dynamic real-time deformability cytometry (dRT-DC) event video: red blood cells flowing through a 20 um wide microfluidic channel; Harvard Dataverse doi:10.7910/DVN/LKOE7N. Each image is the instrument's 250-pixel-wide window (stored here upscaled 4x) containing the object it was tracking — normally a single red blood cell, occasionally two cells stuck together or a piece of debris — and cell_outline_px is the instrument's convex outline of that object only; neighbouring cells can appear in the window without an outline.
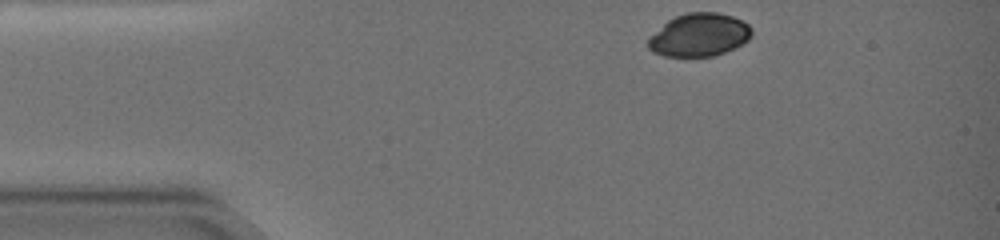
{"species": "common noctule bat (a hibernating species)", "species_latin": "Nyctalus noctula", "temperature_condition": "warm", "stored_images_in_passage": 48, "camera_frame_rate_fps": 3000, "um_per_image_px": 0.085, "animal": {"sex": "female", "body_mass_g": 19.0, "forearm_length_mm": 51.5}, "frame": {"image": 1, "passage_image": 1, "time_ms": 0.0, "image_size_px": [1000, 240], "cell_outline_px": [[752, 36], [748, 40], [724, 52], [712, 56], [664, 56], [652, 52], [648, 48], [648, 40], [668, 20], [676, 16], [688, 12], [716, 12], [732, 16], [744, 20], [752, 28]], "centroid_in_image_um": [59.46, 2.96], "position_along_channel_um": 25.5, "area_um2": 25.72}}
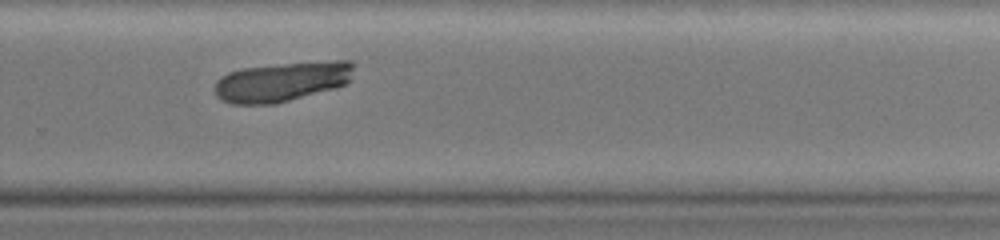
{"frame": {"image": 2, "passage_image": 35, "time_ms": 11.333, "image_size_px": [1000, 240], "cell_outline_px": [[352, 68], [348, 80], [344, 84], [336, 88], [276, 104], [232, 104], [220, 100], [216, 96], [216, 80], [220, 76], [228, 72], [244, 68], [284, 64], [336, 60], [352, 60]], "centroid_in_image_um": [23.93, 6.96], "position_along_channel_um": 305.9, "area_um2": 31.91}}
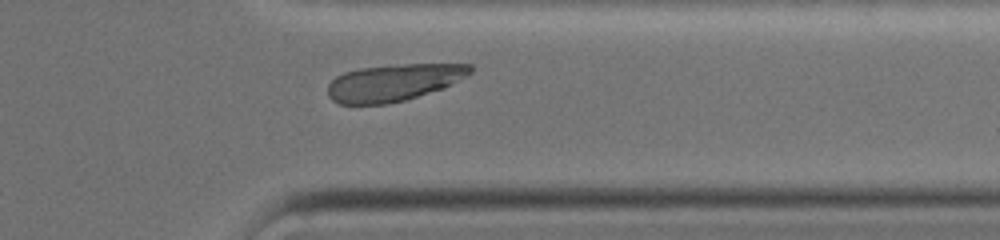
{"frame": {"image": 3, "passage_image": 42, "time_ms": 13.667, "image_size_px": [1000, 240], "cell_outline_px": [[472, 72], [460, 80], [444, 88], [404, 100], [384, 104], [340, 104], [332, 100], [328, 96], [328, 84], [336, 76], [344, 72], [360, 68], [404, 64], [472, 64]], "centroid_in_image_um": [33.46, 7.01], "position_along_channel_um": 377.9, "area_um2": 30.58}}